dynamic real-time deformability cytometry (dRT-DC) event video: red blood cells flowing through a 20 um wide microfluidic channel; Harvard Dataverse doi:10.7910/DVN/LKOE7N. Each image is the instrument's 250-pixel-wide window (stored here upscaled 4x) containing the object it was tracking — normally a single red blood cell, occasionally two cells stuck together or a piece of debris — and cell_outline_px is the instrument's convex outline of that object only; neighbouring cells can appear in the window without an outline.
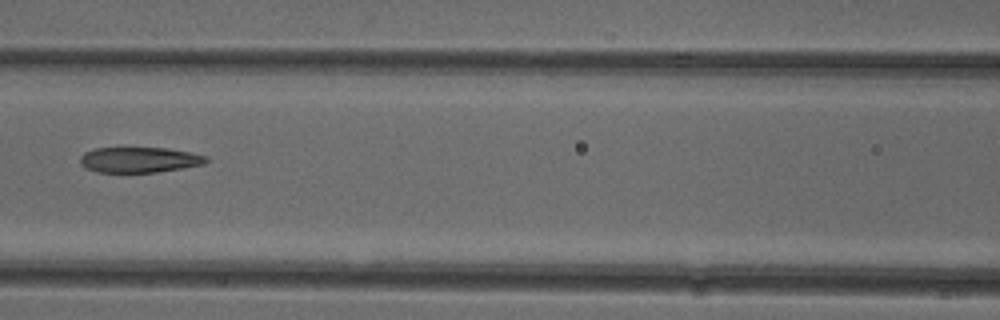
{"species": "common noctule bat (a hibernating species)", "species_latin": "Nyctalus noctula", "temperature_condition": "cold", "stored_images_in_passage": 6, "camera_frame_rate_fps": 3000, "um_per_image_px": 0.085, "animal": {"sex": "female"}, "frame": {"image": 1, "passage_image": 6, "time_ms": 7.0, "image_size_px": [1000, 320], "cell_outline_px": [[208, 160], [204, 164], [184, 168], [156, 172], [96, 172], [84, 168], [80, 164], [80, 156], [84, 152], [96, 148], [168, 148], [192, 152], [208, 156]], "centroid_in_image_um": [11.85, 13.58], "position_along_channel_um": 154.8, "area_um2": 18.9}}